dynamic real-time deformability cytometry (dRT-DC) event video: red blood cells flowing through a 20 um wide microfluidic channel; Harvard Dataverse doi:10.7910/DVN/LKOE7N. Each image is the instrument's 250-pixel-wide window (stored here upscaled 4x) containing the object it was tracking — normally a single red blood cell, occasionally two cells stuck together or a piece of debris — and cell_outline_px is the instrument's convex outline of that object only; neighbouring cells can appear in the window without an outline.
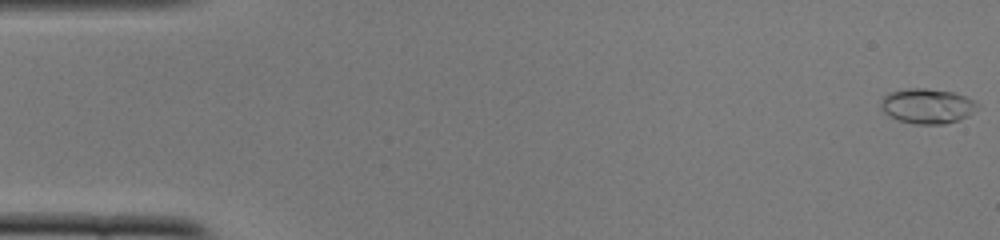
{"species": "common noctule bat (a hibernating species)", "species_latin": "Nyctalus noctula", "temperature_condition": "cold", "stored_images_in_passage": 51, "camera_frame_rate_fps": 3000, "um_per_image_px": 0.085, "animal": {"sex": "female", "body_mass_g": 22.0, "forearm_length_mm": 56.7}, "frame": {"image": 1, "passage_image": 1, "time_ms": 0.0, "image_size_px": [1000, 240], "cell_outline_px": [[980, 104], [968, 116], [960, 120], [944, 124], [916, 124], [900, 120], [888, 116], [880, 108], [880, 100], [888, 92], [908, 88], [924, 88], [956, 92], [976, 100]], "centroid_in_image_um": [78.82, 9.0], "position_along_channel_um": 6.2, "area_um2": 20.0}}
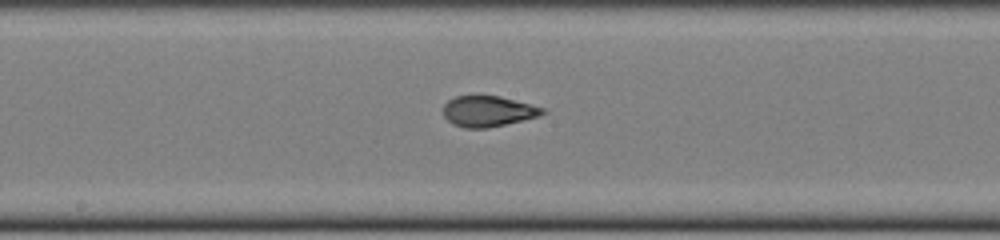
{"frame": {"image": 2, "passage_image": 27, "time_ms": 8.667, "image_size_px": [1000, 240], "cell_outline_px": [[548, 112], [540, 116], [488, 128], [464, 128], [452, 124], [444, 116], [444, 104], [448, 100], [456, 96], [500, 96], [544, 108]], "centroid_in_image_um": [41.49, 9.46], "position_along_channel_um": 206.7, "area_um2": 17.74}}
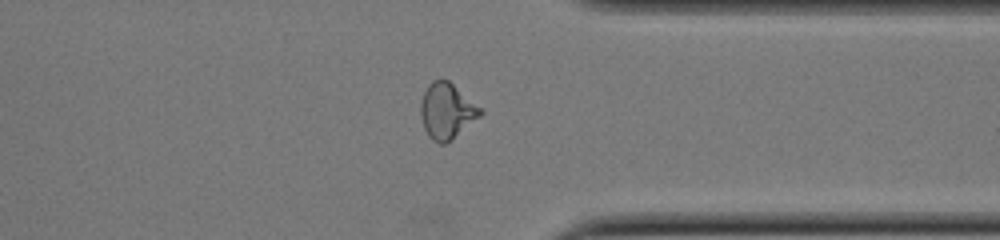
{"frame": {"image": 3, "passage_image": 40, "time_ms": 13.0, "image_size_px": [1000, 240], "cell_outline_px": [[484, 112], [480, 116], [452, 140], [444, 144], [440, 144], [432, 140], [428, 136], [424, 128], [420, 116], [420, 104], [424, 92], [428, 84], [432, 80], [448, 80], [484, 108]], "centroid_in_image_um": [38.0, 9.44], "position_along_channel_um": 373.4, "area_um2": 19.65}, "authors_computed_cell_mechanics": {"area_um2": 18.496, "velocity_mm_per_s": 3.9231, "shape_relaxation_time_tau1_ms": 9.0694, "shape_relaxation_time_tau2_ms": 1.0604, "deformation_change_tau1": 0.2795, "deformation_change_tau2": 0.0675}}